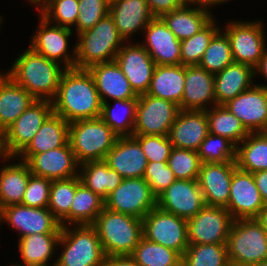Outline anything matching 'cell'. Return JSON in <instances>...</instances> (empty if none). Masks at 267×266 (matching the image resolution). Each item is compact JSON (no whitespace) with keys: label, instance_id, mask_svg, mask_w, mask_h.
Here are the masks:
<instances>
[{"label":"cell","instance_id":"50","mask_svg":"<svg viewBox=\"0 0 267 266\" xmlns=\"http://www.w3.org/2000/svg\"><path fill=\"white\" fill-rule=\"evenodd\" d=\"M143 178L156 198L176 180L167 162H148Z\"/></svg>","mask_w":267,"mask_h":266},{"label":"cell","instance_id":"51","mask_svg":"<svg viewBox=\"0 0 267 266\" xmlns=\"http://www.w3.org/2000/svg\"><path fill=\"white\" fill-rule=\"evenodd\" d=\"M52 180L30 174L22 204L28 207L48 208Z\"/></svg>","mask_w":267,"mask_h":266},{"label":"cell","instance_id":"61","mask_svg":"<svg viewBox=\"0 0 267 266\" xmlns=\"http://www.w3.org/2000/svg\"><path fill=\"white\" fill-rule=\"evenodd\" d=\"M171 266H186L183 258H181L177 263L171 265Z\"/></svg>","mask_w":267,"mask_h":266},{"label":"cell","instance_id":"45","mask_svg":"<svg viewBox=\"0 0 267 266\" xmlns=\"http://www.w3.org/2000/svg\"><path fill=\"white\" fill-rule=\"evenodd\" d=\"M197 153L202 163H236V145L220 135L209 133Z\"/></svg>","mask_w":267,"mask_h":266},{"label":"cell","instance_id":"19","mask_svg":"<svg viewBox=\"0 0 267 266\" xmlns=\"http://www.w3.org/2000/svg\"><path fill=\"white\" fill-rule=\"evenodd\" d=\"M115 61L137 96L146 94L151 83L155 62L141 44L122 46Z\"/></svg>","mask_w":267,"mask_h":266},{"label":"cell","instance_id":"8","mask_svg":"<svg viewBox=\"0 0 267 266\" xmlns=\"http://www.w3.org/2000/svg\"><path fill=\"white\" fill-rule=\"evenodd\" d=\"M142 234L145 239L170 248L181 256L189 246L187 220L157 206L142 219Z\"/></svg>","mask_w":267,"mask_h":266},{"label":"cell","instance_id":"24","mask_svg":"<svg viewBox=\"0 0 267 266\" xmlns=\"http://www.w3.org/2000/svg\"><path fill=\"white\" fill-rule=\"evenodd\" d=\"M208 134L205 111L179 110L168 137L175 148L197 151Z\"/></svg>","mask_w":267,"mask_h":266},{"label":"cell","instance_id":"54","mask_svg":"<svg viewBox=\"0 0 267 266\" xmlns=\"http://www.w3.org/2000/svg\"><path fill=\"white\" fill-rule=\"evenodd\" d=\"M256 186L260 192L264 204H267V170L253 173Z\"/></svg>","mask_w":267,"mask_h":266},{"label":"cell","instance_id":"17","mask_svg":"<svg viewBox=\"0 0 267 266\" xmlns=\"http://www.w3.org/2000/svg\"><path fill=\"white\" fill-rule=\"evenodd\" d=\"M264 202L253 174L236 169L232 175L230 197L225 209L234 220L257 218Z\"/></svg>","mask_w":267,"mask_h":266},{"label":"cell","instance_id":"25","mask_svg":"<svg viewBox=\"0 0 267 266\" xmlns=\"http://www.w3.org/2000/svg\"><path fill=\"white\" fill-rule=\"evenodd\" d=\"M87 70L94 79L102 103L107 102V97L113 100L138 98L115 60L93 65Z\"/></svg>","mask_w":267,"mask_h":266},{"label":"cell","instance_id":"29","mask_svg":"<svg viewBox=\"0 0 267 266\" xmlns=\"http://www.w3.org/2000/svg\"><path fill=\"white\" fill-rule=\"evenodd\" d=\"M36 99L9 75L0 74V133L2 134Z\"/></svg>","mask_w":267,"mask_h":266},{"label":"cell","instance_id":"5","mask_svg":"<svg viewBox=\"0 0 267 266\" xmlns=\"http://www.w3.org/2000/svg\"><path fill=\"white\" fill-rule=\"evenodd\" d=\"M118 137L100 117L69 123V144L78 164L104 160Z\"/></svg>","mask_w":267,"mask_h":266},{"label":"cell","instance_id":"38","mask_svg":"<svg viewBox=\"0 0 267 266\" xmlns=\"http://www.w3.org/2000/svg\"><path fill=\"white\" fill-rule=\"evenodd\" d=\"M210 109L205 110L209 133L226 137L236 146L250 133L224 105H216Z\"/></svg>","mask_w":267,"mask_h":266},{"label":"cell","instance_id":"10","mask_svg":"<svg viewBox=\"0 0 267 266\" xmlns=\"http://www.w3.org/2000/svg\"><path fill=\"white\" fill-rule=\"evenodd\" d=\"M154 207L156 197L144 178H125L104 199V208L143 219Z\"/></svg>","mask_w":267,"mask_h":266},{"label":"cell","instance_id":"53","mask_svg":"<svg viewBox=\"0 0 267 266\" xmlns=\"http://www.w3.org/2000/svg\"><path fill=\"white\" fill-rule=\"evenodd\" d=\"M101 266H139L131 255H106Z\"/></svg>","mask_w":267,"mask_h":266},{"label":"cell","instance_id":"4","mask_svg":"<svg viewBox=\"0 0 267 266\" xmlns=\"http://www.w3.org/2000/svg\"><path fill=\"white\" fill-rule=\"evenodd\" d=\"M93 226L106 255H131L142 238V219L103 208Z\"/></svg>","mask_w":267,"mask_h":266},{"label":"cell","instance_id":"34","mask_svg":"<svg viewBox=\"0 0 267 266\" xmlns=\"http://www.w3.org/2000/svg\"><path fill=\"white\" fill-rule=\"evenodd\" d=\"M79 167L82 172L78 174L81 183L102 199L114 191L124 179L115 170L109 168L104 160L86 162Z\"/></svg>","mask_w":267,"mask_h":266},{"label":"cell","instance_id":"11","mask_svg":"<svg viewBox=\"0 0 267 266\" xmlns=\"http://www.w3.org/2000/svg\"><path fill=\"white\" fill-rule=\"evenodd\" d=\"M179 110L172 101L149 94L139 95L133 135L168 136Z\"/></svg>","mask_w":267,"mask_h":266},{"label":"cell","instance_id":"44","mask_svg":"<svg viewBox=\"0 0 267 266\" xmlns=\"http://www.w3.org/2000/svg\"><path fill=\"white\" fill-rule=\"evenodd\" d=\"M214 19L212 18L195 35L181 41V65L193 66L199 64L211 39L220 30L219 27H215Z\"/></svg>","mask_w":267,"mask_h":266},{"label":"cell","instance_id":"35","mask_svg":"<svg viewBox=\"0 0 267 266\" xmlns=\"http://www.w3.org/2000/svg\"><path fill=\"white\" fill-rule=\"evenodd\" d=\"M241 144L236 146L237 168L252 174L266 171L267 132L249 133Z\"/></svg>","mask_w":267,"mask_h":266},{"label":"cell","instance_id":"37","mask_svg":"<svg viewBox=\"0 0 267 266\" xmlns=\"http://www.w3.org/2000/svg\"><path fill=\"white\" fill-rule=\"evenodd\" d=\"M104 208V199L81 183L77 176L76 193L70 208V223L93 225Z\"/></svg>","mask_w":267,"mask_h":266},{"label":"cell","instance_id":"13","mask_svg":"<svg viewBox=\"0 0 267 266\" xmlns=\"http://www.w3.org/2000/svg\"><path fill=\"white\" fill-rule=\"evenodd\" d=\"M261 22H233L226 25L225 33L231 44L234 63L255 68L266 49L265 33Z\"/></svg>","mask_w":267,"mask_h":266},{"label":"cell","instance_id":"3","mask_svg":"<svg viewBox=\"0 0 267 266\" xmlns=\"http://www.w3.org/2000/svg\"><path fill=\"white\" fill-rule=\"evenodd\" d=\"M77 35V69H88L96 64L114 61L124 43L109 13L91 29Z\"/></svg>","mask_w":267,"mask_h":266},{"label":"cell","instance_id":"49","mask_svg":"<svg viewBox=\"0 0 267 266\" xmlns=\"http://www.w3.org/2000/svg\"><path fill=\"white\" fill-rule=\"evenodd\" d=\"M139 142L148 162H168L173 145L168 136L133 135Z\"/></svg>","mask_w":267,"mask_h":266},{"label":"cell","instance_id":"46","mask_svg":"<svg viewBox=\"0 0 267 266\" xmlns=\"http://www.w3.org/2000/svg\"><path fill=\"white\" fill-rule=\"evenodd\" d=\"M167 163L175 178L180 180H197L202 164L197 151L175 147Z\"/></svg>","mask_w":267,"mask_h":266},{"label":"cell","instance_id":"7","mask_svg":"<svg viewBox=\"0 0 267 266\" xmlns=\"http://www.w3.org/2000/svg\"><path fill=\"white\" fill-rule=\"evenodd\" d=\"M62 227L59 245L64 250L59 255L55 266H101L106 254L99 240L98 232L93 225H74Z\"/></svg>","mask_w":267,"mask_h":266},{"label":"cell","instance_id":"55","mask_svg":"<svg viewBox=\"0 0 267 266\" xmlns=\"http://www.w3.org/2000/svg\"><path fill=\"white\" fill-rule=\"evenodd\" d=\"M255 75L261 73L267 79V49H265L263 56L261 57L259 64L254 68ZM267 87V85H261Z\"/></svg>","mask_w":267,"mask_h":266},{"label":"cell","instance_id":"2","mask_svg":"<svg viewBox=\"0 0 267 266\" xmlns=\"http://www.w3.org/2000/svg\"><path fill=\"white\" fill-rule=\"evenodd\" d=\"M63 70L30 47L21 54L6 73L36 100L53 101L57 95Z\"/></svg>","mask_w":267,"mask_h":266},{"label":"cell","instance_id":"31","mask_svg":"<svg viewBox=\"0 0 267 266\" xmlns=\"http://www.w3.org/2000/svg\"><path fill=\"white\" fill-rule=\"evenodd\" d=\"M185 66L156 65L146 94L174 102L182 110Z\"/></svg>","mask_w":267,"mask_h":266},{"label":"cell","instance_id":"36","mask_svg":"<svg viewBox=\"0 0 267 266\" xmlns=\"http://www.w3.org/2000/svg\"><path fill=\"white\" fill-rule=\"evenodd\" d=\"M60 233L31 234L19 238V252L24 266H49L47 263L55 253Z\"/></svg>","mask_w":267,"mask_h":266},{"label":"cell","instance_id":"30","mask_svg":"<svg viewBox=\"0 0 267 266\" xmlns=\"http://www.w3.org/2000/svg\"><path fill=\"white\" fill-rule=\"evenodd\" d=\"M253 76H255L254 68L241 63H232L214 74L216 104L224 105L252 87Z\"/></svg>","mask_w":267,"mask_h":266},{"label":"cell","instance_id":"22","mask_svg":"<svg viewBox=\"0 0 267 266\" xmlns=\"http://www.w3.org/2000/svg\"><path fill=\"white\" fill-rule=\"evenodd\" d=\"M104 161L124 179L143 178L148 163L139 142L133 136L118 137Z\"/></svg>","mask_w":267,"mask_h":266},{"label":"cell","instance_id":"14","mask_svg":"<svg viewBox=\"0 0 267 266\" xmlns=\"http://www.w3.org/2000/svg\"><path fill=\"white\" fill-rule=\"evenodd\" d=\"M6 221L20 233V238L31 234L61 233L60 222L48 208L9 205L0 210V225Z\"/></svg>","mask_w":267,"mask_h":266},{"label":"cell","instance_id":"39","mask_svg":"<svg viewBox=\"0 0 267 266\" xmlns=\"http://www.w3.org/2000/svg\"><path fill=\"white\" fill-rule=\"evenodd\" d=\"M77 176L52 180L48 209L60 222L61 227L70 224V208L76 193ZM67 222V224H66Z\"/></svg>","mask_w":267,"mask_h":266},{"label":"cell","instance_id":"59","mask_svg":"<svg viewBox=\"0 0 267 266\" xmlns=\"http://www.w3.org/2000/svg\"><path fill=\"white\" fill-rule=\"evenodd\" d=\"M185 4H191L193 3V5H201L203 6L207 0H184Z\"/></svg>","mask_w":267,"mask_h":266},{"label":"cell","instance_id":"58","mask_svg":"<svg viewBox=\"0 0 267 266\" xmlns=\"http://www.w3.org/2000/svg\"><path fill=\"white\" fill-rule=\"evenodd\" d=\"M32 4H36V5H39L41 6L39 8V11L44 7L46 6L51 0H29Z\"/></svg>","mask_w":267,"mask_h":266},{"label":"cell","instance_id":"26","mask_svg":"<svg viewBox=\"0 0 267 266\" xmlns=\"http://www.w3.org/2000/svg\"><path fill=\"white\" fill-rule=\"evenodd\" d=\"M216 106L214 74L198 65L185 66V84L182 97V110L205 111L206 104ZM213 101V102H212Z\"/></svg>","mask_w":267,"mask_h":266},{"label":"cell","instance_id":"21","mask_svg":"<svg viewBox=\"0 0 267 266\" xmlns=\"http://www.w3.org/2000/svg\"><path fill=\"white\" fill-rule=\"evenodd\" d=\"M143 31L147 39L141 45L156 65L181 64V41L175 37L161 18L152 19Z\"/></svg>","mask_w":267,"mask_h":266},{"label":"cell","instance_id":"28","mask_svg":"<svg viewBox=\"0 0 267 266\" xmlns=\"http://www.w3.org/2000/svg\"><path fill=\"white\" fill-rule=\"evenodd\" d=\"M69 142V123L52 112L29 145L18 155L27 162L33 155L65 146Z\"/></svg>","mask_w":267,"mask_h":266},{"label":"cell","instance_id":"42","mask_svg":"<svg viewBox=\"0 0 267 266\" xmlns=\"http://www.w3.org/2000/svg\"><path fill=\"white\" fill-rule=\"evenodd\" d=\"M131 256L139 266H171L182 258L178 252L143 236Z\"/></svg>","mask_w":267,"mask_h":266},{"label":"cell","instance_id":"9","mask_svg":"<svg viewBox=\"0 0 267 266\" xmlns=\"http://www.w3.org/2000/svg\"><path fill=\"white\" fill-rule=\"evenodd\" d=\"M53 112L48 100L34 101L3 133V149L7 157H17L32 141L43 122Z\"/></svg>","mask_w":267,"mask_h":266},{"label":"cell","instance_id":"18","mask_svg":"<svg viewBox=\"0 0 267 266\" xmlns=\"http://www.w3.org/2000/svg\"><path fill=\"white\" fill-rule=\"evenodd\" d=\"M40 20L39 29L37 30L38 32H36L32 38L30 48L38 54H41L47 59L57 63L64 60L65 66L63 67L65 69L75 68L76 46L73 47V57H69V54L67 53L69 48L67 39H69V36L72 35L71 28L61 27L58 25L51 26V23L42 16Z\"/></svg>","mask_w":267,"mask_h":266},{"label":"cell","instance_id":"52","mask_svg":"<svg viewBox=\"0 0 267 266\" xmlns=\"http://www.w3.org/2000/svg\"><path fill=\"white\" fill-rule=\"evenodd\" d=\"M147 3L154 18H161L164 14L185 5L184 0H147Z\"/></svg>","mask_w":267,"mask_h":266},{"label":"cell","instance_id":"56","mask_svg":"<svg viewBox=\"0 0 267 266\" xmlns=\"http://www.w3.org/2000/svg\"><path fill=\"white\" fill-rule=\"evenodd\" d=\"M256 219L262 224L264 231L267 233V204L261 209Z\"/></svg>","mask_w":267,"mask_h":266},{"label":"cell","instance_id":"15","mask_svg":"<svg viewBox=\"0 0 267 266\" xmlns=\"http://www.w3.org/2000/svg\"><path fill=\"white\" fill-rule=\"evenodd\" d=\"M224 106L250 133L267 132V87L254 84Z\"/></svg>","mask_w":267,"mask_h":266},{"label":"cell","instance_id":"23","mask_svg":"<svg viewBox=\"0 0 267 266\" xmlns=\"http://www.w3.org/2000/svg\"><path fill=\"white\" fill-rule=\"evenodd\" d=\"M26 163L33 175L50 180L78 176L75 172L79 164L69 142L63 147L33 155Z\"/></svg>","mask_w":267,"mask_h":266},{"label":"cell","instance_id":"32","mask_svg":"<svg viewBox=\"0 0 267 266\" xmlns=\"http://www.w3.org/2000/svg\"><path fill=\"white\" fill-rule=\"evenodd\" d=\"M196 6H194L195 8H191L190 4H185L161 17L168 28L174 33L175 37L180 41L195 35L213 18L204 6Z\"/></svg>","mask_w":267,"mask_h":266},{"label":"cell","instance_id":"6","mask_svg":"<svg viewBox=\"0 0 267 266\" xmlns=\"http://www.w3.org/2000/svg\"><path fill=\"white\" fill-rule=\"evenodd\" d=\"M226 245L230 266H252L267 260V233L256 218L234 220Z\"/></svg>","mask_w":267,"mask_h":266},{"label":"cell","instance_id":"33","mask_svg":"<svg viewBox=\"0 0 267 266\" xmlns=\"http://www.w3.org/2000/svg\"><path fill=\"white\" fill-rule=\"evenodd\" d=\"M30 174L28 164L23 161L0 169V210L9 205L22 204Z\"/></svg>","mask_w":267,"mask_h":266},{"label":"cell","instance_id":"12","mask_svg":"<svg viewBox=\"0 0 267 266\" xmlns=\"http://www.w3.org/2000/svg\"><path fill=\"white\" fill-rule=\"evenodd\" d=\"M233 217L220 206L205 205L187 219L189 244H227Z\"/></svg>","mask_w":267,"mask_h":266},{"label":"cell","instance_id":"48","mask_svg":"<svg viewBox=\"0 0 267 266\" xmlns=\"http://www.w3.org/2000/svg\"><path fill=\"white\" fill-rule=\"evenodd\" d=\"M79 15L76 22L77 34L91 29L109 13L108 0H79Z\"/></svg>","mask_w":267,"mask_h":266},{"label":"cell","instance_id":"16","mask_svg":"<svg viewBox=\"0 0 267 266\" xmlns=\"http://www.w3.org/2000/svg\"><path fill=\"white\" fill-rule=\"evenodd\" d=\"M156 206L187 220L194 217L205 202L197 180L176 179L156 198Z\"/></svg>","mask_w":267,"mask_h":266},{"label":"cell","instance_id":"40","mask_svg":"<svg viewBox=\"0 0 267 266\" xmlns=\"http://www.w3.org/2000/svg\"><path fill=\"white\" fill-rule=\"evenodd\" d=\"M115 105L121 106L124 111L119 114L110 106L108 101L102 103L100 118L120 137L133 136V130L136 120L137 99L121 100L116 99ZM121 109V108H120ZM126 109V110H125ZM120 111V110H119ZM126 115V116H125Z\"/></svg>","mask_w":267,"mask_h":266},{"label":"cell","instance_id":"1","mask_svg":"<svg viewBox=\"0 0 267 266\" xmlns=\"http://www.w3.org/2000/svg\"><path fill=\"white\" fill-rule=\"evenodd\" d=\"M52 103L53 112L68 123L101 115L102 102L87 69H65Z\"/></svg>","mask_w":267,"mask_h":266},{"label":"cell","instance_id":"57","mask_svg":"<svg viewBox=\"0 0 267 266\" xmlns=\"http://www.w3.org/2000/svg\"><path fill=\"white\" fill-rule=\"evenodd\" d=\"M226 1L228 0H207V2L203 6L207 9V7L209 8V6L210 7L213 5L215 6L217 4L224 3Z\"/></svg>","mask_w":267,"mask_h":266},{"label":"cell","instance_id":"47","mask_svg":"<svg viewBox=\"0 0 267 266\" xmlns=\"http://www.w3.org/2000/svg\"><path fill=\"white\" fill-rule=\"evenodd\" d=\"M78 6L79 0H51L40 10V14L49 23L55 20V25L70 28V25H76Z\"/></svg>","mask_w":267,"mask_h":266},{"label":"cell","instance_id":"41","mask_svg":"<svg viewBox=\"0 0 267 266\" xmlns=\"http://www.w3.org/2000/svg\"><path fill=\"white\" fill-rule=\"evenodd\" d=\"M234 63L231 44L226 33L220 30L213 36L198 66L216 74Z\"/></svg>","mask_w":267,"mask_h":266},{"label":"cell","instance_id":"27","mask_svg":"<svg viewBox=\"0 0 267 266\" xmlns=\"http://www.w3.org/2000/svg\"><path fill=\"white\" fill-rule=\"evenodd\" d=\"M109 14L124 41L154 19L147 0H113L109 2Z\"/></svg>","mask_w":267,"mask_h":266},{"label":"cell","instance_id":"20","mask_svg":"<svg viewBox=\"0 0 267 266\" xmlns=\"http://www.w3.org/2000/svg\"><path fill=\"white\" fill-rule=\"evenodd\" d=\"M236 163H202L198 184L205 205L226 207L229 202L231 180Z\"/></svg>","mask_w":267,"mask_h":266},{"label":"cell","instance_id":"43","mask_svg":"<svg viewBox=\"0 0 267 266\" xmlns=\"http://www.w3.org/2000/svg\"><path fill=\"white\" fill-rule=\"evenodd\" d=\"M182 258L186 266H230L226 244H189Z\"/></svg>","mask_w":267,"mask_h":266},{"label":"cell","instance_id":"62","mask_svg":"<svg viewBox=\"0 0 267 266\" xmlns=\"http://www.w3.org/2000/svg\"><path fill=\"white\" fill-rule=\"evenodd\" d=\"M252 266H267V260L254 264Z\"/></svg>","mask_w":267,"mask_h":266},{"label":"cell","instance_id":"60","mask_svg":"<svg viewBox=\"0 0 267 266\" xmlns=\"http://www.w3.org/2000/svg\"><path fill=\"white\" fill-rule=\"evenodd\" d=\"M5 158V159H10V157H7L4 153V149H3V141H2V134L0 133V158Z\"/></svg>","mask_w":267,"mask_h":266}]
</instances>
